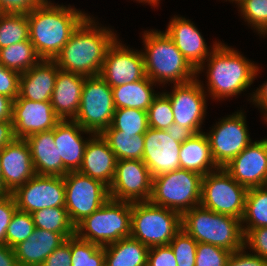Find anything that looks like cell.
Segmentation results:
<instances>
[{
	"instance_id": "6da1fadb",
	"label": "cell",
	"mask_w": 267,
	"mask_h": 266,
	"mask_svg": "<svg viewBox=\"0 0 267 266\" xmlns=\"http://www.w3.org/2000/svg\"><path fill=\"white\" fill-rule=\"evenodd\" d=\"M205 62L197 69V78L206 72V85L201 80L200 83L213 101L222 102V99L238 97L250 89L260 74L257 63L223 42L218 44Z\"/></svg>"
},
{
	"instance_id": "7a4b0ae2",
	"label": "cell",
	"mask_w": 267,
	"mask_h": 266,
	"mask_svg": "<svg viewBox=\"0 0 267 266\" xmlns=\"http://www.w3.org/2000/svg\"><path fill=\"white\" fill-rule=\"evenodd\" d=\"M90 14L72 5L44 0L27 14L29 40L41 59L54 60L72 33Z\"/></svg>"
},
{
	"instance_id": "3957f363",
	"label": "cell",
	"mask_w": 267,
	"mask_h": 266,
	"mask_svg": "<svg viewBox=\"0 0 267 266\" xmlns=\"http://www.w3.org/2000/svg\"><path fill=\"white\" fill-rule=\"evenodd\" d=\"M101 25L89 15L77 27L54 59L59 69L86 77L100 75L107 50L119 37L114 29Z\"/></svg>"
},
{
	"instance_id": "277c9868",
	"label": "cell",
	"mask_w": 267,
	"mask_h": 266,
	"mask_svg": "<svg viewBox=\"0 0 267 266\" xmlns=\"http://www.w3.org/2000/svg\"><path fill=\"white\" fill-rule=\"evenodd\" d=\"M141 50L146 76L157 84H183L194 80L197 71L185 59L166 32L149 29L143 31Z\"/></svg>"
},
{
	"instance_id": "5b68a950",
	"label": "cell",
	"mask_w": 267,
	"mask_h": 266,
	"mask_svg": "<svg viewBox=\"0 0 267 266\" xmlns=\"http://www.w3.org/2000/svg\"><path fill=\"white\" fill-rule=\"evenodd\" d=\"M181 226L198 243L216 245L230 252L244 247L241 219L234 216L198 205L181 215Z\"/></svg>"
},
{
	"instance_id": "8992f818",
	"label": "cell",
	"mask_w": 267,
	"mask_h": 266,
	"mask_svg": "<svg viewBox=\"0 0 267 266\" xmlns=\"http://www.w3.org/2000/svg\"><path fill=\"white\" fill-rule=\"evenodd\" d=\"M132 203L109 199L75 226L80 239L106 246L131 235Z\"/></svg>"
},
{
	"instance_id": "52a82bcc",
	"label": "cell",
	"mask_w": 267,
	"mask_h": 266,
	"mask_svg": "<svg viewBox=\"0 0 267 266\" xmlns=\"http://www.w3.org/2000/svg\"><path fill=\"white\" fill-rule=\"evenodd\" d=\"M202 178L197 172L181 168L155 176L149 202L182 215L200 205Z\"/></svg>"
},
{
	"instance_id": "ba28073f",
	"label": "cell",
	"mask_w": 267,
	"mask_h": 266,
	"mask_svg": "<svg viewBox=\"0 0 267 266\" xmlns=\"http://www.w3.org/2000/svg\"><path fill=\"white\" fill-rule=\"evenodd\" d=\"M181 229L180 213L149 201L132 203L130 236L148 248L168 245Z\"/></svg>"
},
{
	"instance_id": "9c48e42d",
	"label": "cell",
	"mask_w": 267,
	"mask_h": 266,
	"mask_svg": "<svg viewBox=\"0 0 267 266\" xmlns=\"http://www.w3.org/2000/svg\"><path fill=\"white\" fill-rule=\"evenodd\" d=\"M115 110L112 88L105 80L100 75L85 77L74 121L93 134H101L111 125Z\"/></svg>"
},
{
	"instance_id": "30bf717a",
	"label": "cell",
	"mask_w": 267,
	"mask_h": 266,
	"mask_svg": "<svg viewBox=\"0 0 267 266\" xmlns=\"http://www.w3.org/2000/svg\"><path fill=\"white\" fill-rule=\"evenodd\" d=\"M248 188L219 167L202 178L200 205L220 214L242 219Z\"/></svg>"
},
{
	"instance_id": "8fae6325",
	"label": "cell",
	"mask_w": 267,
	"mask_h": 266,
	"mask_svg": "<svg viewBox=\"0 0 267 266\" xmlns=\"http://www.w3.org/2000/svg\"><path fill=\"white\" fill-rule=\"evenodd\" d=\"M245 115V110L240 107V110L218 119L209 132L204 131L218 167H225L253 141Z\"/></svg>"
},
{
	"instance_id": "7c38bea8",
	"label": "cell",
	"mask_w": 267,
	"mask_h": 266,
	"mask_svg": "<svg viewBox=\"0 0 267 266\" xmlns=\"http://www.w3.org/2000/svg\"><path fill=\"white\" fill-rule=\"evenodd\" d=\"M65 208L71 223L76 226L98 210L109 199V187L78 171H70L64 177Z\"/></svg>"
},
{
	"instance_id": "4fadbf2b",
	"label": "cell",
	"mask_w": 267,
	"mask_h": 266,
	"mask_svg": "<svg viewBox=\"0 0 267 266\" xmlns=\"http://www.w3.org/2000/svg\"><path fill=\"white\" fill-rule=\"evenodd\" d=\"M199 79L196 77L183 84H174L171 92L163 91L171 102L174 122L191 128L196 134L204 132L202 125L208 113V95Z\"/></svg>"
},
{
	"instance_id": "5bb4252c",
	"label": "cell",
	"mask_w": 267,
	"mask_h": 266,
	"mask_svg": "<svg viewBox=\"0 0 267 266\" xmlns=\"http://www.w3.org/2000/svg\"><path fill=\"white\" fill-rule=\"evenodd\" d=\"M11 194L17 209L30 214L43 208L65 207V184L61 176L35 174Z\"/></svg>"
},
{
	"instance_id": "9a60e30c",
	"label": "cell",
	"mask_w": 267,
	"mask_h": 266,
	"mask_svg": "<svg viewBox=\"0 0 267 266\" xmlns=\"http://www.w3.org/2000/svg\"><path fill=\"white\" fill-rule=\"evenodd\" d=\"M152 175L142 160H117L110 199L124 202H147L152 192Z\"/></svg>"
},
{
	"instance_id": "2e32d148",
	"label": "cell",
	"mask_w": 267,
	"mask_h": 266,
	"mask_svg": "<svg viewBox=\"0 0 267 266\" xmlns=\"http://www.w3.org/2000/svg\"><path fill=\"white\" fill-rule=\"evenodd\" d=\"M122 42L118 37L109 47L100 72L111 88L136 82L146 76L142 51Z\"/></svg>"
},
{
	"instance_id": "e0dca14e",
	"label": "cell",
	"mask_w": 267,
	"mask_h": 266,
	"mask_svg": "<svg viewBox=\"0 0 267 266\" xmlns=\"http://www.w3.org/2000/svg\"><path fill=\"white\" fill-rule=\"evenodd\" d=\"M223 168L248 189L267 186V138L252 141Z\"/></svg>"
},
{
	"instance_id": "ac0fdd59",
	"label": "cell",
	"mask_w": 267,
	"mask_h": 266,
	"mask_svg": "<svg viewBox=\"0 0 267 266\" xmlns=\"http://www.w3.org/2000/svg\"><path fill=\"white\" fill-rule=\"evenodd\" d=\"M61 121L50 102H37L19 95L13 101L12 124L15 138L50 131Z\"/></svg>"
},
{
	"instance_id": "d6986e66",
	"label": "cell",
	"mask_w": 267,
	"mask_h": 266,
	"mask_svg": "<svg viewBox=\"0 0 267 266\" xmlns=\"http://www.w3.org/2000/svg\"><path fill=\"white\" fill-rule=\"evenodd\" d=\"M166 27V34L196 71L221 42L215 40L208 47L196 25L183 16L174 15Z\"/></svg>"
},
{
	"instance_id": "ffe728a7",
	"label": "cell",
	"mask_w": 267,
	"mask_h": 266,
	"mask_svg": "<svg viewBox=\"0 0 267 266\" xmlns=\"http://www.w3.org/2000/svg\"><path fill=\"white\" fill-rule=\"evenodd\" d=\"M142 161L152 177L180 169L181 142L173 140L165 130L149 127L144 134Z\"/></svg>"
},
{
	"instance_id": "44dd1931",
	"label": "cell",
	"mask_w": 267,
	"mask_h": 266,
	"mask_svg": "<svg viewBox=\"0 0 267 266\" xmlns=\"http://www.w3.org/2000/svg\"><path fill=\"white\" fill-rule=\"evenodd\" d=\"M2 191L12 193L35 175L31 152L25 139L15 138L0 150Z\"/></svg>"
},
{
	"instance_id": "7402d4cb",
	"label": "cell",
	"mask_w": 267,
	"mask_h": 266,
	"mask_svg": "<svg viewBox=\"0 0 267 266\" xmlns=\"http://www.w3.org/2000/svg\"><path fill=\"white\" fill-rule=\"evenodd\" d=\"M83 134H86V136L88 134L87 138H84ZM92 135V132L83 129L74 120H61L55 126L54 141L56 148L64 167L69 172L79 170L87 142Z\"/></svg>"
},
{
	"instance_id": "603a6c76",
	"label": "cell",
	"mask_w": 267,
	"mask_h": 266,
	"mask_svg": "<svg viewBox=\"0 0 267 266\" xmlns=\"http://www.w3.org/2000/svg\"><path fill=\"white\" fill-rule=\"evenodd\" d=\"M116 156L101 134H93L87 142L78 172L110 187L116 168Z\"/></svg>"
},
{
	"instance_id": "cb8c5ba5",
	"label": "cell",
	"mask_w": 267,
	"mask_h": 266,
	"mask_svg": "<svg viewBox=\"0 0 267 266\" xmlns=\"http://www.w3.org/2000/svg\"><path fill=\"white\" fill-rule=\"evenodd\" d=\"M58 70L54 60L41 59L20 74L19 96L37 102H50Z\"/></svg>"
},
{
	"instance_id": "d4e9b609",
	"label": "cell",
	"mask_w": 267,
	"mask_h": 266,
	"mask_svg": "<svg viewBox=\"0 0 267 266\" xmlns=\"http://www.w3.org/2000/svg\"><path fill=\"white\" fill-rule=\"evenodd\" d=\"M85 77L58 70L50 103L61 120H74L77 116Z\"/></svg>"
},
{
	"instance_id": "484cf974",
	"label": "cell",
	"mask_w": 267,
	"mask_h": 266,
	"mask_svg": "<svg viewBox=\"0 0 267 266\" xmlns=\"http://www.w3.org/2000/svg\"><path fill=\"white\" fill-rule=\"evenodd\" d=\"M25 140L30 148L35 174L64 177L69 172L59 157L54 141V128L32 134Z\"/></svg>"
},
{
	"instance_id": "4316f807",
	"label": "cell",
	"mask_w": 267,
	"mask_h": 266,
	"mask_svg": "<svg viewBox=\"0 0 267 266\" xmlns=\"http://www.w3.org/2000/svg\"><path fill=\"white\" fill-rule=\"evenodd\" d=\"M66 239L60 234L35 228L27 240L13 249L19 266H40Z\"/></svg>"
},
{
	"instance_id": "83f0119b",
	"label": "cell",
	"mask_w": 267,
	"mask_h": 266,
	"mask_svg": "<svg viewBox=\"0 0 267 266\" xmlns=\"http://www.w3.org/2000/svg\"><path fill=\"white\" fill-rule=\"evenodd\" d=\"M180 168L205 176L219 167L213 160L208 138L204 132L195 134L180 146Z\"/></svg>"
},
{
	"instance_id": "f1b7e54d",
	"label": "cell",
	"mask_w": 267,
	"mask_h": 266,
	"mask_svg": "<svg viewBox=\"0 0 267 266\" xmlns=\"http://www.w3.org/2000/svg\"><path fill=\"white\" fill-rule=\"evenodd\" d=\"M156 85V83L145 76L136 82L113 87L112 95L115 108H131L148 111L154 98L159 94L154 89Z\"/></svg>"
},
{
	"instance_id": "f546056e",
	"label": "cell",
	"mask_w": 267,
	"mask_h": 266,
	"mask_svg": "<svg viewBox=\"0 0 267 266\" xmlns=\"http://www.w3.org/2000/svg\"><path fill=\"white\" fill-rule=\"evenodd\" d=\"M149 248L133 237L104 246L105 266H147Z\"/></svg>"
},
{
	"instance_id": "4dcf8cb0",
	"label": "cell",
	"mask_w": 267,
	"mask_h": 266,
	"mask_svg": "<svg viewBox=\"0 0 267 266\" xmlns=\"http://www.w3.org/2000/svg\"><path fill=\"white\" fill-rule=\"evenodd\" d=\"M117 160H142L144 135L121 134L111 125L101 133Z\"/></svg>"
},
{
	"instance_id": "1f68e13d",
	"label": "cell",
	"mask_w": 267,
	"mask_h": 266,
	"mask_svg": "<svg viewBox=\"0 0 267 266\" xmlns=\"http://www.w3.org/2000/svg\"><path fill=\"white\" fill-rule=\"evenodd\" d=\"M241 224L242 230L267 227V186L248 189Z\"/></svg>"
},
{
	"instance_id": "d6a6232c",
	"label": "cell",
	"mask_w": 267,
	"mask_h": 266,
	"mask_svg": "<svg viewBox=\"0 0 267 266\" xmlns=\"http://www.w3.org/2000/svg\"><path fill=\"white\" fill-rule=\"evenodd\" d=\"M40 60L30 40L0 49V63L7 69L15 70L20 74L29 70Z\"/></svg>"
},
{
	"instance_id": "836d02e7",
	"label": "cell",
	"mask_w": 267,
	"mask_h": 266,
	"mask_svg": "<svg viewBox=\"0 0 267 266\" xmlns=\"http://www.w3.org/2000/svg\"><path fill=\"white\" fill-rule=\"evenodd\" d=\"M35 228L60 233L65 239L75 235L65 207L43 208L31 213Z\"/></svg>"
},
{
	"instance_id": "e575fe53",
	"label": "cell",
	"mask_w": 267,
	"mask_h": 266,
	"mask_svg": "<svg viewBox=\"0 0 267 266\" xmlns=\"http://www.w3.org/2000/svg\"><path fill=\"white\" fill-rule=\"evenodd\" d=\"M29 40L27 14H0V49Z\"/></svg>"
},
{
	"instance_id": "d590c367",
	"label": "cell",
	"mask_w": 267,
	"mask_h": 266,
	"mask_svg": "<svg viewBox=\"0 0 267 266\" xmlns=\"http://www.w3.org/2000/svg\"><path fill=\"white\" fill-rule=\"evenodd\" d=\"M111 126L121 134L144 135L149 129L147 111L121 108L114 111Z\"/></svg>"
},
{
	"instance_id": "8d00e7d4",
	"label": "cell",
	"mask_w": 267,
	"mask_h": 266,
	"mask_svg": "<svg viewBox=\"0 0 267 266\" xmlns=\"http://www.w3.org/2000/svg\"><path fill=\"white\" fill-rule=\"evenodd\" d=\"M71 266H105L104 246L71 237Z\"/></svg>"
},
{
	"instance_id": "74e56055",
	"label": "cell",
	"mask_w": 267,
	"mask_h": 266,
	"mask_svg": "<svg viewBox=\"0 0 267 266\" xmlns=\"http://www.w3.org/2000/svg\"><path fill=\"white\" fill-rule=\"evenodd\" d=\"M241 18L254 32L267 37V0H241L236 4ZM266 36V37H265Z\"/></svg>"
},
{
	"instance_id": "f35d334b",
	"label": "cell",
	"mask_w": 267,
	"mask_h": 266,
	"mask_svg": "<svg viewBox=\"0 0 267 266\" xmlns=\"http://www.w3.org/2000/svg\"><path fill=\"white\" fill-rule=\"evenodd\" d=\"M35 229L32 215L28 212L16 210L8 225L5 244L14 248L19 243L28 239Z\"/></svg>"
},
{
	"instance_id": "ab89813d",
	"label": "cell",
	"mask_w": 267,
	"mask_h": 266,
	"mask_svg": "<svg viewBox=\"0 0 267 266\" xmlns=\"http://www.w3.org/2000/svg\"><path fill=\"white\" fill-rule=\"evenodd\" d=\"M148 125L151 128L166 130L174 123L172 105L168 96L162 91L154 98L148 108Z\"/></svg>"
},
{
	"instance_id": "60d3db41",
	"label": "cell",
	"mask_w": 267,
	"mask_h": 266,
	"mask_svg": "<svg viewBox=\"0 0 267 266\" xmlns=\"http://www.w3.org/2000/svg\"><path fill=\"white\" fill-rule=\"evenodd\" d=\"M198 242L181 229L168 244L173 250L177 266H195Z\"/></svg>"
},
{
	"instance_id": "b9f144b4",
	"label": "cell",
	"mask_w": 267,
	"mask_h": 266,
	"mask_svg": "<svg viewBox=\"0 0 267 266\" xmlns=\"http://www.w3.org/2000/svg\"><path fill=\"white\" fill-rule=\"evenodd\" d=\"M231 252L225 248L198 243L196 247L195 266H226Z\"/></svg>"
},
{
	"instance_id": "7bdbcfd3",
	"label": "cell",
	"mask_w": 267,
	"mask_h": 266,
	"mask_svg": "<svg viewBox=\"0 0 267 266\" xmlns=\"http://www.w3.org/2000/svg\"><path fill=\"white\" fill-rule=\"evenodd\" d=\"M244 247L267 260V227L243 230Z\"/></svg>"
},
{
	"instance_id": "ee69618b",
	"label": "cell",
	"mask_w": 267,
	"mask_h": 266,
	"mask_svg": "<svg viewBox=\"0 0 267 266\" xmlns=\"http://www.w3.org/2000/svg\"><path fill=\"white\" fill-rule=\"evenodd\" d=\"M20 73L7 69L0 63V94L11 98L13 101L19 95Z\"/></svg>"
},
{
	"instance_id": "f6af8a7d",
	"label": "cell",
	"mask_w": 267,
	"mask_h": 266,
	"mask_svg": "<svg viewBox=\"0 0 267 266\" xmlns=\"http://www.w3.org/2000/svg\"><path fill=\"white\" fill-rule=\"evenodd\" d=\"M16 210V202L12 194L4 193L0 197V245L5 244L6 231Z\"/></svg>"
},
{
	"instance_id": "bcb514c9",
	"label": "cell",
	"mask_w": 267,
	"mask_h": 266,
	"mask_svg": "<svg viewBox=\"0 0 267 266\" xmlns=\"http://www.w3.org/2000/svg\"><path fill=\"white\" fill-rule=\"evenodd\" d=\"M147 266H177L171 247L164 245L149 248Z\"/></svg>"
},
{
	"instance_id": "7dc6e473",
	"label": "cell",
	"mask_w": 267,
	"mask_h": 266,
	"mask_svg": "<svg viewBox=\"0 0 267 266\" xmlns=\"http://www.w3.org/2000/svg\"><path fill=\"white\" fill-rule=\"evenodd\" d=\"M226 266H267V260L254 253H249L245 247L231 252Z\"/></svg>"
},
{
	"instance_id": "c3c4849f",
	"label": "cell",
	"mask_w": 267,
	"mask_h": 266,
	"mask_svg": "<svg viewBox=\"0 0 267 266\" xmlns=\"http://www.w3.org/2000/svg\"><path fill=\"white\" fill-rule=\"evenodd\" d=\"M40 266H71V237L56 248Z\"/></svg>"
},
{
	"instance_id": "681fc988",
	"label": "cell",
	"mask_w": 267,
	"mask_h": 266,
	"mask_svg": "<svg viewBox=\"0 0 267 266\" xmlns=\"http://www.w3.org/2000/svg\"><path fill=\"white\" fill-rule=\"evenodd\" d=\"M44 0H0L3 13L28 14Z\"/></svg>"
},
{
	"instance_id": "f907efd6",
	"label": "cell",
	"mask_w": 267,
	"mask_h": 266,
	"mask_svg": "<svg viewBox=\"0 0 267 266\" xmlns=\"http://www.w3.org/2000/svg\"><path fill=\"white\" fill-rule=\"evenodd\" d=\"M249 97L247 100L250 101V103L252 102V105L258 108V110L260 109V112L263 114L262 118L267 124V81H264L259 88L257 87L256 90H253L252 93L249 94Z\"/></svg>"
},
{
	"instance_id": "816d5d0a",
	"label": "cell",
	"mask_w": 267,
	"mask_h": 266,
	"mask_svg": "<svg viewBox=\"0 0 267 266\" xmlns=\"http://www.w3.org/2000/svg\"><path fill=\"white\" fill-rule=\"evenodd\" d=\"M165 131L169 134V136L173 140L181 143H183L187 139L192 138L196 134L191 128L180 126L175 122L171 126H169Z\"/></svg>"
},
{
	"instance_id": "f5cc1de1",
	"label": "cell",
	"mask_w": 267,
	"mask_h": 266,
	"mask_svg": "<svg viewBox=\"0 0 267 266\" xmlns=\"http://www.w3.org/2000/svg\"><path fill=\"white\" fill-rule=\"evenodd\" d=\"M15 139L12 120L0 121V150Z\"/></svg>"
},
{
	"instance_id": "db71d44e",
	"label": "cell",
	"mask_w": 267,
	"mask_h": 266,
	"mask_svg": "<svg viewBox=\"0 0 267 266\" xmlns=\"http://www.w3.org/2000/svg\"><path fill=\"white\" fill-rule=\"evenodd\" d=\"M0 266H19L14 249L6 244L0 245Z\"/></svg>"
},
{
	"instance_id": "11a10c76",
	"label": "cell",
	"mask_w": 267,
	"mask_h": 266,
	"mask_svg": "<svg viewBox=\"0 0 267 266\" xmlns=\"http://www.w3.org/2000/svg\"><path fill=\"white\" fill-rule=\"evenodd\" d=\"M13 100L0 94V121L12 120Z\"/></svg>"
},
{
	"instance_id": "9f6ffc18",
	"label": "cell",
	"mask_w": 267,
	"mask_h": 266,
	"mask_svg": "<svg viewBox=\"0 0 267 266\" xmlns=\"http://www.w3.org/2000/svg\"><path fill=\"white\" fill-rule=\"evenodd\" d=\"M134 1H136L137 3L138 2L139 3H143V5L144 4H146V5L149 4L150 6L155 8V7L159 6L161 0H134Z\"/></svg>"
},
{
	"instance_id": "6f0895ef",
	"label": "cell",
	"mask_w": 267,
	"mask_h": 266,
	"mask_svg": "<svg viewBox=\"0 0 267 266\" xmlns=\"http://www.w3.org/2000/svg\"><path fill=\"white\" fill-rule=\"evenodd\" d=\"M0 188L2 190V167H1V160H0Z\"/></svg>"
},
{
	"instance_id": "680465c9",
	"label": "cell",
	"mask_w": 267,
	"mask_h": 266,
	"mask_svg": "<svg viewBox=\"0 0 267 266\" xmlns=\"http://www.w3.org/2000/svg\"><path fill=\"white\" fill-rule=\"evenodd\" d=\"M225 1V0H224ZM226 1H229L230 3H232L233 4V2L235 3V4H237L238 2H240L241 0H226Z\"/></svg>"
},
{
	"instance_id": "91938a15",
	"label": "cell",
	"mask_w": 267,
	"mask_h": 266,
	"mask_svg": "<svg viewBox=\"0 0 267 266\" xmlns=\"http://www.w3.org/2000/svg\"><path fill=\"white\" fill-rule=\"evenodd\" d=\"M4 194V192L0 188V197Z\"/></svg>"
}]
</instances>
